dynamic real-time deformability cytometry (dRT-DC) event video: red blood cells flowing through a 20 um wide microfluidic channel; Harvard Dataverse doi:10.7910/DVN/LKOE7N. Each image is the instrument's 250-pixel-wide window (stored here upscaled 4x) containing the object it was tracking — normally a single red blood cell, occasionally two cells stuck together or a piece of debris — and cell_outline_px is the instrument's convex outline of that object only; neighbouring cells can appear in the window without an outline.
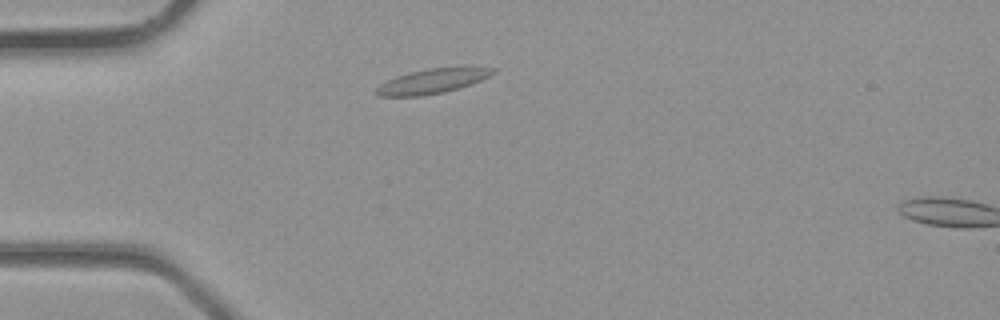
{"species": "common noctule bat (a hibernating species)", "species_latin": "Nyctalus noctula", "temperature_condition": "room temperature", "stored_images_in_passage": 5, "camera_frame_rate_fps": 3000, "um_per_image_px": 0.085, "animal": {"sex": "male", "body_mass_g": 23.1, "forearm_length_mm": 52.7}, "frame": {"image": 1, "passage_image": 4, "time_ms": 1.0, "image_size_px": [1000, 320], "cell_outline_px": [[496, 72], [472, 84], [460, 88], [444, 92], [420, 96], [380, 96], [376, 92], [376, 88], [380, 84], [396, 76], [408, 72], [428, 68], [460, 64], [464, 64], [496, 68]], "centroid_in_image_um": [36.87, 6.83], "position_along_channel_um": 48.1, "area_um2": 17.51}}